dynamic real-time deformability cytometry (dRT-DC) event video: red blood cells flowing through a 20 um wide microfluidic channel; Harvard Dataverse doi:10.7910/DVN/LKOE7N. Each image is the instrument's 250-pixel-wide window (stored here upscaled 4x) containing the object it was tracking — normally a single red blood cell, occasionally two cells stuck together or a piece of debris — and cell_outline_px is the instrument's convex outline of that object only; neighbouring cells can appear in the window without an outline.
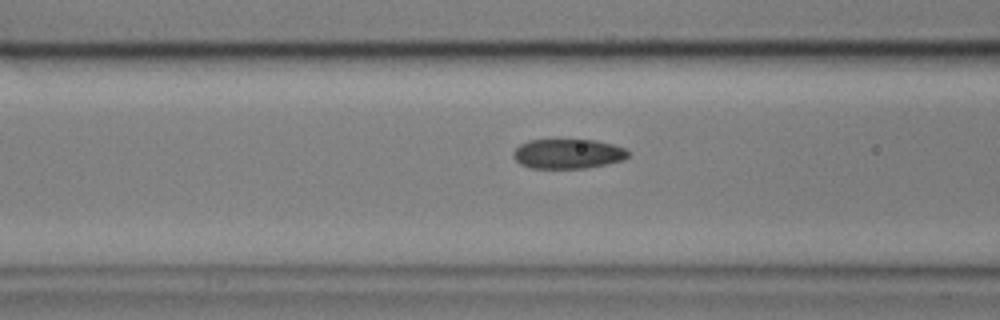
{"species": "common noctule bat (a hibernating species)", "species_latin": "Nyctalus noctula", "temperature_condition": "cold", "stored_images_in_passage": 39, "camera_frame_rate_fps": 3000, "um_per_image_px": 0.085, "animal": {"sex": "male", "body_mass_g": 17.9, "forearm_length_mm": 54.2}, "frame": {"image": 1, "passage_image": 5, "time_ms": 1.333, "image_size_px": [1000, 320], "cell_outline_px": [[628, 156], [624, 160], [584, 168], [528, 168], [520, 164], [512, 156], [512, 152], [520, 144], [528, 140], [596, 140], [612, 144], [624, 148], [628, 152]], "centroid_in_image_um": [48.23, 13.07], "position_along_channel_um": 118.4, "area_um2": 19.83}}
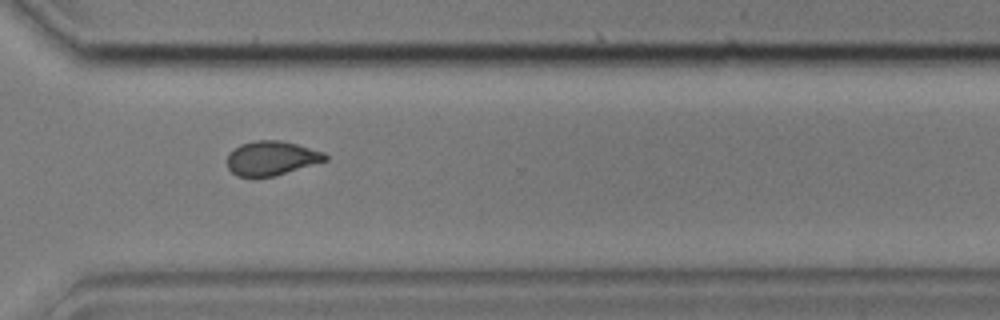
{"frame": {"image": 2, "passage_image": 24, "time_ms": 7.667, "image_size_px": [1000, 320], "cell_outline_px": [[328, 160], [272, 176], [236, 176], [228, 168], [228, 152], [240, 144], [256, 140], [280, 140], [296, 144], [324, 152], [328, 156]], "centroid_in_image_um": [23.06, 13.43], "position_along_channel_um": 347.5, "area_um2": 19.36}}
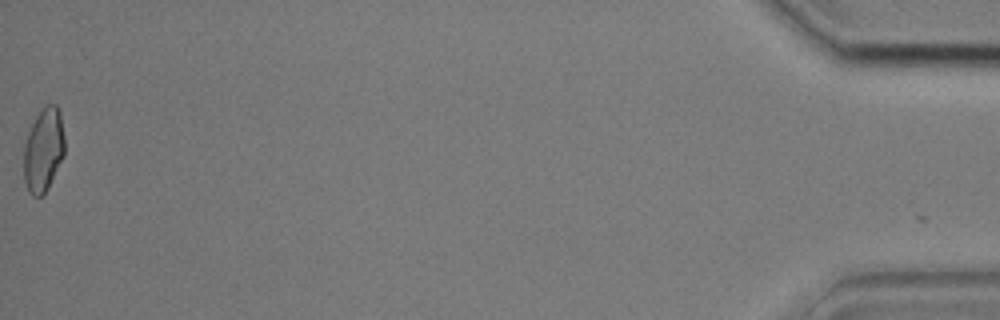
{"frame": {"image": 3, "passage_image": 39, "time_ms": 12.667, "image_size_px": [1000, 320], "cell_outline_px": [[64, 156], [48, 188], [40, 196], [32, 196], [28, 192], [24, 180], [24, 144], [28, 132], [36, 116], [48, 104], [56, 104], [60, 112], [64, 136]], "centroid_in_image_um": [3.7, 12.76], "position_along_channel_um": 431.5, "area_um2": 19.88}, "authors_computed_cell_mechanics": {"area_um2": 19.8832, "velocity_mm_per_s": 3.6201, "shape_relaxation_time_tau1_ms": null, "shape_relaxation_time_tau2_ms": 2.108, "deformation_change_tau1": null, "deformation_change_tau2": 0.0636}}